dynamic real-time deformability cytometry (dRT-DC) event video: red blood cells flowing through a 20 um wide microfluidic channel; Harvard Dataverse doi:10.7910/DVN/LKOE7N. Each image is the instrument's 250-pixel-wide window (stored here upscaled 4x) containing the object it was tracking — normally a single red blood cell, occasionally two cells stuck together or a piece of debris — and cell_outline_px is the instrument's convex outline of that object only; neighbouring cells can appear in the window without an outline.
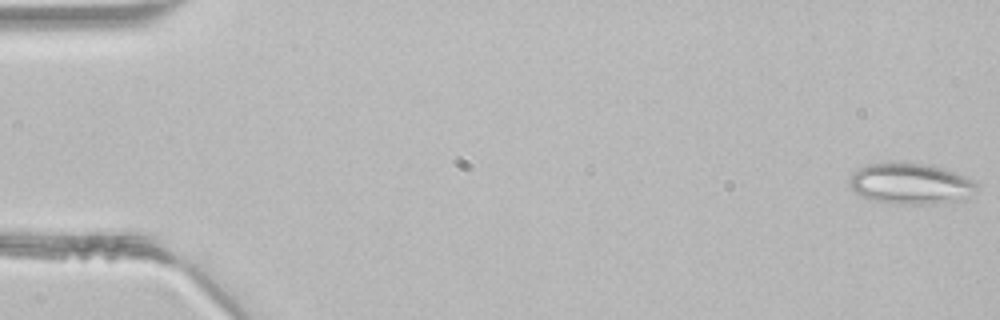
{"species": "common noctule bat (a hibernating species)", "species_latin": "Nyctalus noctula", "temperature_condition": "room temperature", "stored_images_in_passage": 46, "camera_frame_rate_fps": 3000, "um_per_image_px": 0.085, "animal": {"sex": "male", "body_mass_g": 21.5, "forearm_length_mm": 52.0}, "frame": {"image": 1, "passage_image": 1, "time_ms": 0.0, "image_size_px": [1000, 320], "cell_outline_px": [[976, 188], [968, 200], [936, 204], [884, 204], [868, 200], [848, 188], [848, 180], [852, 172], [868, 164], [892, 160], [904, 160], [932, 164], [968, 176], [976, 180]], "centroid_in_image_um": [77.39, 15.59], "position_along_channel_um": 7.6, "area_um2": 32.19}}
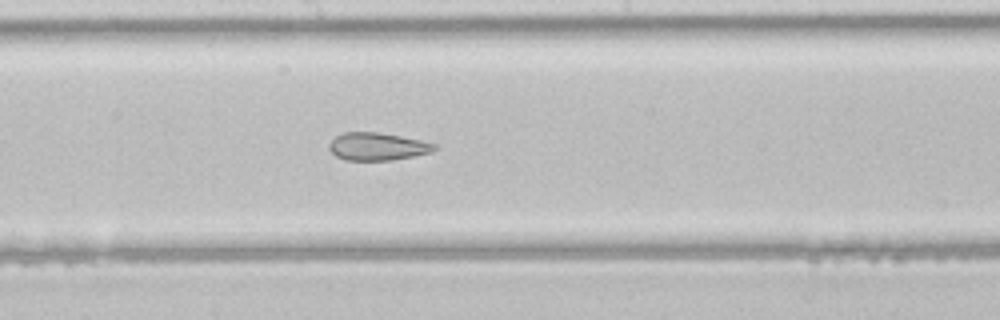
{"frame": {"image": 2, "passage_image": 25, "time_ms": 8.0, "image_size_px": [1000, 320], "cell_outline_px": [[436, 148], [432, 152], [392, 160], [344, 160], [336, 156], [328, 148], [328, 144], [336, 136], [344, 132], [376, 132], [400, 136], [420, 140], [436, 144]], "centroid_in_image_um": [32.05, 12.45], "position_along_channel_um": 216.1, "area_um2": 16.88}}
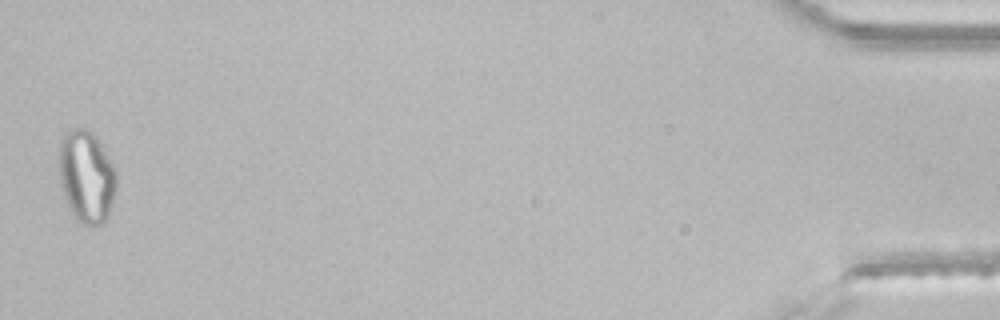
{"frame": {"image": 3, "passage_image": 46, "time_ms": 15.0, "image_size_px": [1000, 320], "cell_outline_px": [[116, 188], [112, 204], [108, 216], [104, 224], [92, 228], [84, 224], [72, 212], [64, 196], [60, 184], [60, 140], [64, 132], [72, 128], [84, 128], [92, 132], [96, 136], [116, 168]], "centroid_in_image_um": [7.38, 15.0], "position_along_channel_um": 427.8, "area_um2": 31.04}}